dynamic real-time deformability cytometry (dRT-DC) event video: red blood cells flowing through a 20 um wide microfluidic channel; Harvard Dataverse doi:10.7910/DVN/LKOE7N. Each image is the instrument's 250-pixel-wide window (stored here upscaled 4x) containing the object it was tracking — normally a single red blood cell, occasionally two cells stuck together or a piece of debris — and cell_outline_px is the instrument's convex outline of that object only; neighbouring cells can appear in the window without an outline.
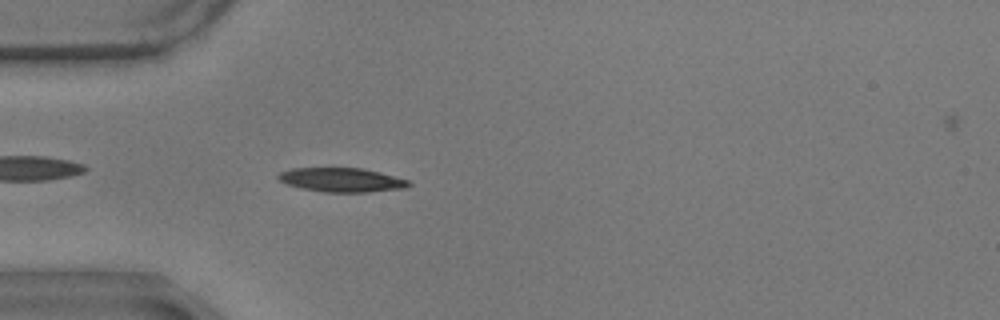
{"species": "common noctule bat (a hibernating species)", "species_latin": "Nyctalus noctula", "temperature_condition": "warm", "stored_images_in_passage": 44, "camera_frame_rate_fps": 3000, "um_per_image_px": 0.085, "animal": {"sex": "male", "body_mass_g": 17.9}, "frame": {"image": 1, "passage_image": 4, "time_ms": 1.0, "image_size_px": [1000, 320], "cell_outline_px": [[412, 184], [404, 188], [368, 192], [328, 192], [304, 188], [288, 184], [280, 180], [276, 176], [280, 172], [292, 168], [364, 168], [380, 172], [408, 180]], "centroid_in_image_um": [29.06, 15.28], "position_along_channel_um": 55.9, "area_um2": 18.09}}
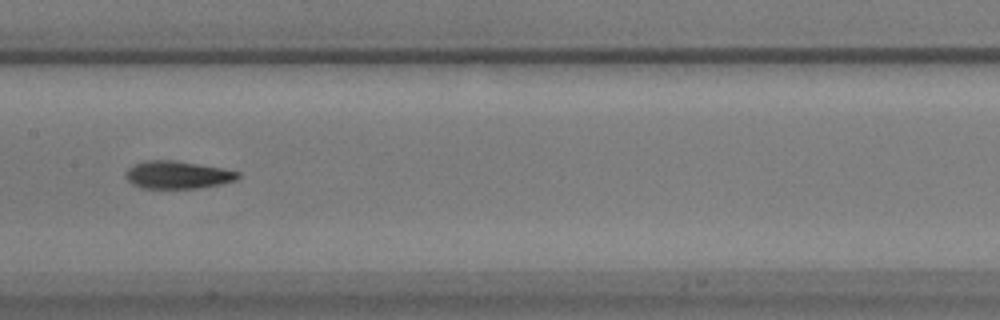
{"frame": {"image": 2, "passage_image": 16, "time_ms": 5.0, "image_size_px": [1000, 320], "cell_outline_px": [[240, 176], [236, 180], [220, 184], [196, 188], [140, 188], [132, 184], [124, 176], [128, 168], [144, 160], [176, 160], [224, 168], [240, 172]], "centroid_in_image_um": [15.09, 14.85], "position_along_channel_um": 192.3, "area_um2": 18.21}}
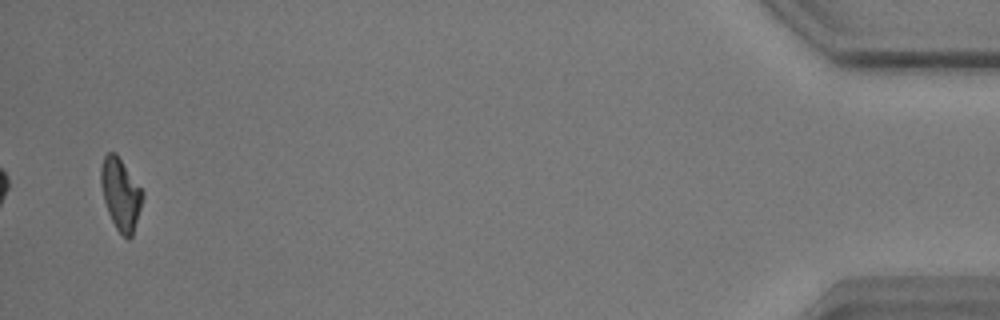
{"frame": {"image": 3, "passage_image": 43, "time_ms": 14.0, "image_size_px": [1000, 320], "cell_outline_px": [[144, 196], [132, 236], [128, 240], [116, 228], [108, 212], [104, 200], [100, 184], [100, 168], [104, 156], [108, 152], [116, 152], [144, 192]], "centroid_in_image_um": [10.25, 16.47], "position_along_channel_um": 425.0, "area_um2": 17.4}, "authors_computed_cell_mechanics": {"area_um2": 18.1492, "velocity_mm_per_s": 3.5209, "shape_relaxation_time_tau1_ms": 3.5338, "shape_relaxation_time_tau2_ms": 4.531, "deformation_change_tau1": 0.1506, "deformation_change_tau2": 0.0883}}